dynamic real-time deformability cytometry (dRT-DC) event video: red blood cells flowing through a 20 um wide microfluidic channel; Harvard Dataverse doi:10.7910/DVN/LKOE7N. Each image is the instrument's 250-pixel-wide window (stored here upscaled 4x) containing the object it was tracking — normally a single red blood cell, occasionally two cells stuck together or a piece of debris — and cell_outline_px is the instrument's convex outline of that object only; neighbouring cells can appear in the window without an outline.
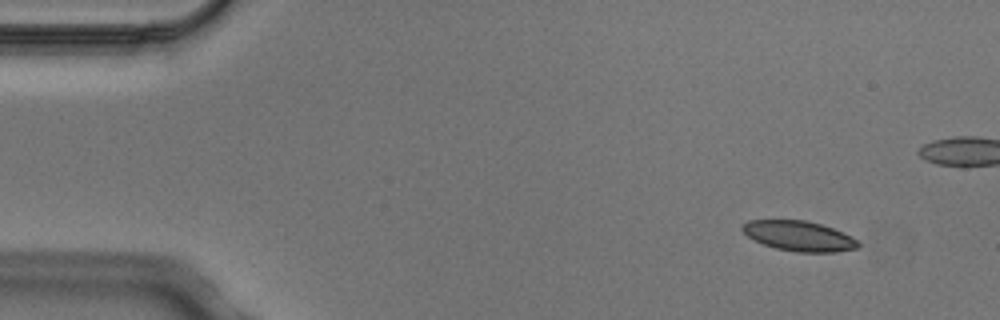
{"species": "Egyptian fruit bat (a non-hibernating species)", "species_latin": "Rousettus aegyptiacus", "temperature_condition": "cold", "stored_images_in_passage": 3, "camera_frame_rate_fps": 3000, "um_per_image_px": 0.085, "animal": {"sex": "male"}, "frame": {"image": 1, "passage_image": 1, "time_ms": 0.0, "image_size_px": [1000, 320], "cell_outline_px": [[860, 248], [836, 252], [796, 252], [776, 248], [752, 240], [740, 228], [740, 224], [748, 220], [808, 220], [832, 228], [852, 236], [860, 244]], "centroid_in_image_um": [67.9, 20.05], "position_along_channel_um": 17.1, "area_um2": 20.46}}